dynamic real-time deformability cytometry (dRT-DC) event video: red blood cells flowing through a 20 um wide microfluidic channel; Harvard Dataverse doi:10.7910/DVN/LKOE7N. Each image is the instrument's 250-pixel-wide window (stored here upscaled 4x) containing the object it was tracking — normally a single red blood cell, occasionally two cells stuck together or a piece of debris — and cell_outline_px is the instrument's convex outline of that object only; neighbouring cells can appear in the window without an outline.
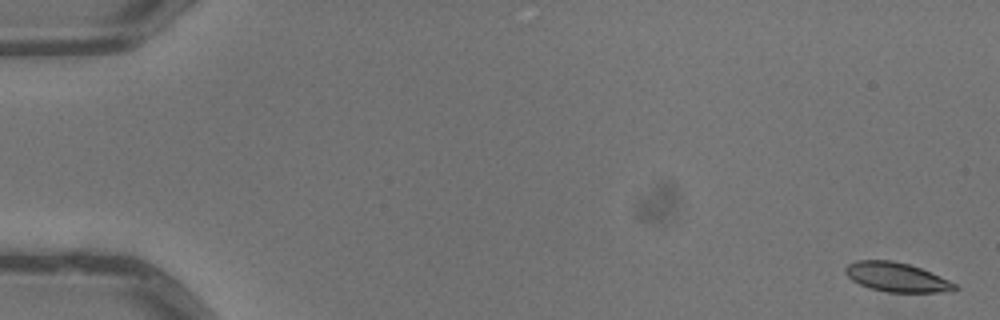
{"species": "common noctule bat (a hibernating species)", "species_latin": "Nyctalus noctula", "temperature_condition": "warm", "stored_images_in_passage": 5, "camera_frame_rate_fps": 3000, "um_per_image_px": 0.085, "animal": {"sex": "male", "body_mass_g": 13.3}, "frame": {"image": 1, "passage_image": 1, "time_ms": 0.0, "image_size_px": [1000, 320], "cell_outline_px": [[960, 288], [952, 292], [888, 292], [868, 288], [852, 280], [844, 272], [844, 268], [848, 264], [856, 260], [892, 260], [908, 264], [920, 268], [940, 276], [956, 284]], "centroid_in_image_um": [76.22, 23.56], "position_along_channel_um": 8.8, "area_um2": 18.73}}
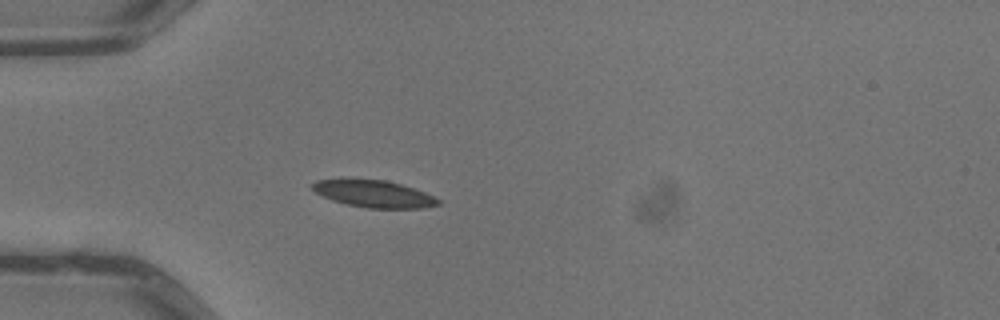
{"frame": {"image": 2, "passage_image": 5, "time_ms": 1.333, "image_size_px": [1000, 320], "cell_outline_px": [[440, 204], [424, 208], [368, 208], [348, 204], [332, 200], [316, 192], [312, 188], [312, 184], [316, 180], [384, 180], [400, 184], [424, 192], [440, 200]], "centroid_in_image_um": [31.81, 16.49], "position_along_channel_um": 53.2, "area_um2": 19.25}}